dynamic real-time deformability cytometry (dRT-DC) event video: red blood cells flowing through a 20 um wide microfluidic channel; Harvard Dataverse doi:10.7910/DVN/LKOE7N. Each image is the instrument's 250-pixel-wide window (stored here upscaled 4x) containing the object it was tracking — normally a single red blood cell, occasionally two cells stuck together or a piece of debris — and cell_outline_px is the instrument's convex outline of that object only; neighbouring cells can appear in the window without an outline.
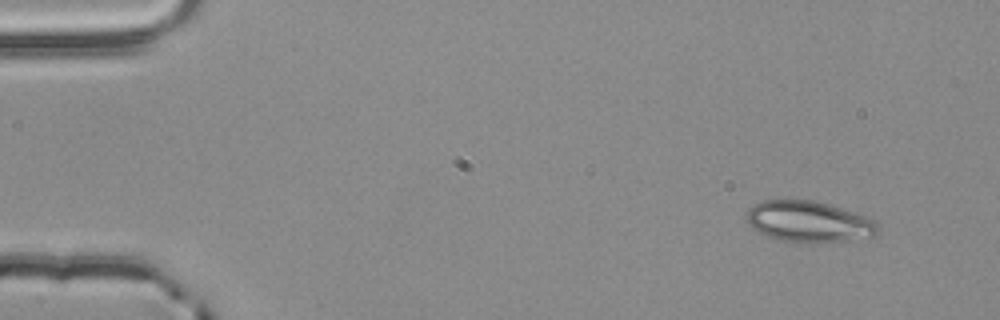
{"species": "common noctule bat (a hibernating species)", "species_latin": "Nyctalus noctula", "temperature_condition": "room temperature", "stored_images_in_passage": 3, "camera_frame_rate_fps": 3000, "um_per_image_px": 0.085, "animal": {"sex": "male", "body_mass_g": 20.4}, "frame": {"image": 1, "passage_image": 1, "time_ms": 0.0, "image_size_px": [1000, 320], "cell_outline_px": [[880, 232], [876, 236], [848, 240], [780, 240], [768, 236], [752, 228], [748, 224], [748, 208], [764, 200], [812, 200], [828, 204], [868, 216], [876, 220], [880, 224]], "centroid_in_image_um": [68.82, 18.8], "position_along_channel_um": 16.2, "area_um2": 30.81}}